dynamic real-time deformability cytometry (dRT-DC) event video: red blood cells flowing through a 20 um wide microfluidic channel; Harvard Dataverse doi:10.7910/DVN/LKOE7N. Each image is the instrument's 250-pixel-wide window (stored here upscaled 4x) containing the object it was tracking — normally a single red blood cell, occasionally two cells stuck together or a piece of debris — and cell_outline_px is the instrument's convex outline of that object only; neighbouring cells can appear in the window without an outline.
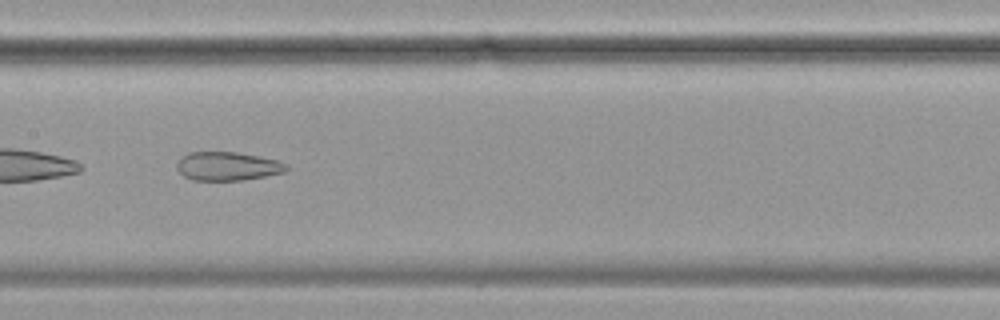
{"species": "common noctule bat (a hibernating species)", "species_latin": "Nyctalus noctula", "temperature_condition": "cold", "stored_images_in_passage": 49, "camera_frame_rate_fps": 3000, "um_per_image_px": 0.085, "animal": {"sex": "female", "body_mass_g": 19.9}, "frame": {"image": 1, "passage_image": 22, "time_ms": 7.0, "image_size_px": [1000, 320], "cell_outline_px": [[288, 168], [284, 172], [244, 180], [192, 180], [184, 176], [176, 168], [176, 160], [180, 156], [188, 152], [236, 152], [260, 156], [276, 160], [288, 164]], "centroid_in_image_um": [19.3, 14.12], "position_along_channel_um": 188.1, "area_um2": 18.44}, "authors_computed_cell_mechanics": {"area_um2": 26.1256, "velocity_mm_per_s": 3.483, "shape_relaxation_time_tau1_ms": null, "shape_relaxation_time_tau2_ms": 2.1119, "deformation_change_tau1": null, "deformation_change_tau2": 0.101}}